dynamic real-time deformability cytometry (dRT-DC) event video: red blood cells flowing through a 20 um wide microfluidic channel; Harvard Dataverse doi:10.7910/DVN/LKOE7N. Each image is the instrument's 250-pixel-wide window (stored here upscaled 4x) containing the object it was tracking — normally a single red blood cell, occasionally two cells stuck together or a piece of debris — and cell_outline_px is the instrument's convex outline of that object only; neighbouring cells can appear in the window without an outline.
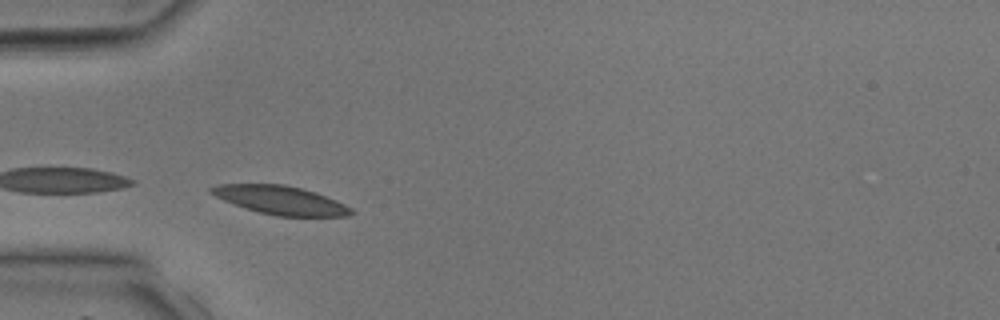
{"species": "common noctule bat (a hibernating species)", "species_latin": "Nyctalus noctula", "temperature_condition": "room temperature", "stored_images_in_passage": 27, "camera_frame_rate_fps": 3000, "um_per_image_px": 0.085, "animal": {"sex": "male", "body_mass_g": 17.9, "forearm_length_mm": 54.2}, "frame": {"image": 1, "passage_image": 5, "time_ms": 1.333, "image_size_px": [1000, 320], "cell_outline_px": [[356, 212], [348, 216], [276, 216], [244, 208], [224, 200], [208, 192], [208, 188], [216, 184], [284, 184], [316, 192], [336, 200], [352, 208]], "centroid_in_image_um": [23.84, 17.01], "position_along_channel_um": 61.2, "area_um2": 23.29}}
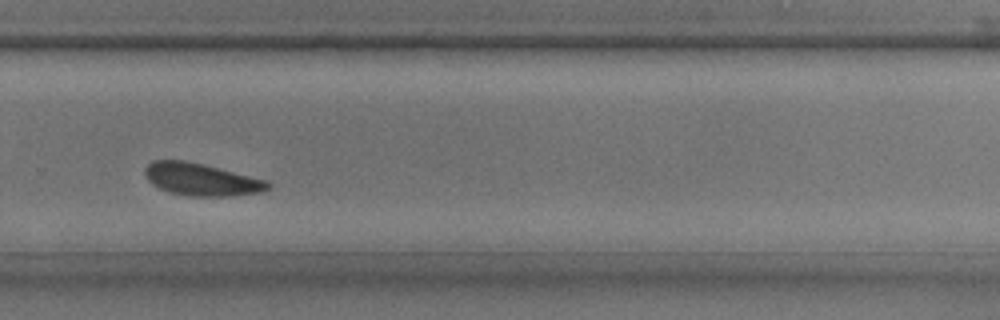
{"frame": {"image": 2, "passage_image": 20, "time_ms": 6.333, "image_size_px": [1000, 320], "cell_outline_px": [[272, 188], [260, 192], [236, 196], [192, 196], [168, 192], [152, 184], [144, 176], [144, 168], [152, 160], [184, 160], [204, 164], [268, 180], [272, 184]], "centroid_in_image_um": [17.14, 15.25], "position_along_channel_um": 312.7, "area_um2": 23.52}}